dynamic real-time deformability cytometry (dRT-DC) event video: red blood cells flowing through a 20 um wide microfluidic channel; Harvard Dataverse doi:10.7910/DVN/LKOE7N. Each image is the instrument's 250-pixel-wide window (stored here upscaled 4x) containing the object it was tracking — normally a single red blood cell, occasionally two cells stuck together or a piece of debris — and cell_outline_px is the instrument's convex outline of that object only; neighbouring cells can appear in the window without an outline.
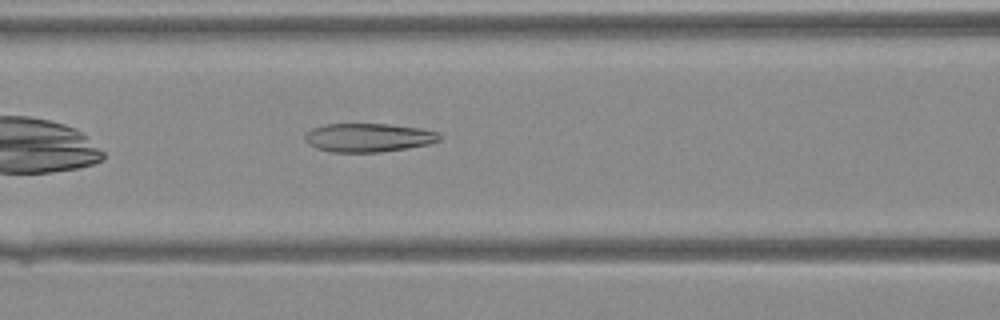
{"species": "Egyptian fruit bat (a non-hibernating species)", "species_latin": "Rousettus aegyptiacus", "temperature_condition": "warm", "stored_images_in_passage": 29, "camera_frame_rate_fps": 3000, "um_per_image_px": 0.085, "animal": {"sex": "female"}, "frame": {"image": 1, "passage_image": 6, "time_ms": 1.667, "image_size_px": [1000, 320], "cell_outline_px": [[440, 140], [428, 144], [408, 148], [380, 152], [332, 152], [316, 148], [308, 144], [304, 140], [304, 136], [312, 128], [324, 124], [388, 124], [420, 128], [436, 132], [440, 136]], "centroid_in_image_um": [31.28, 11.7], "position_along_channel_um": 135.3, "area_um2": 22.43}}
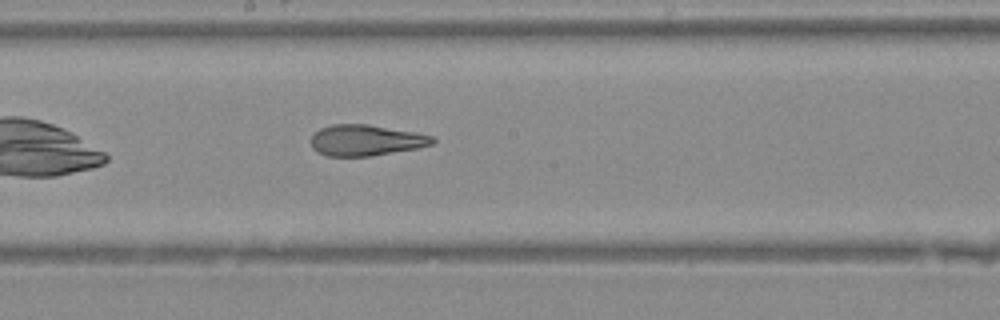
{"frame": {"image": 2, "passage_image": 11, "time_ms": 3.333, "image_size_px": [1000, 320], "cell_outline_px": [[436, 140], [432, 144], [420, 148], [368, 156], [328, 156], [312, 148], [312, 136], [320, 128], [332, 124], [368, 124], [416, 132], [432, 136]], "centroid_in_image_um": [31.13, 11.91], "position_along_channel_um": 217.1, "area_um2": 21.85}}
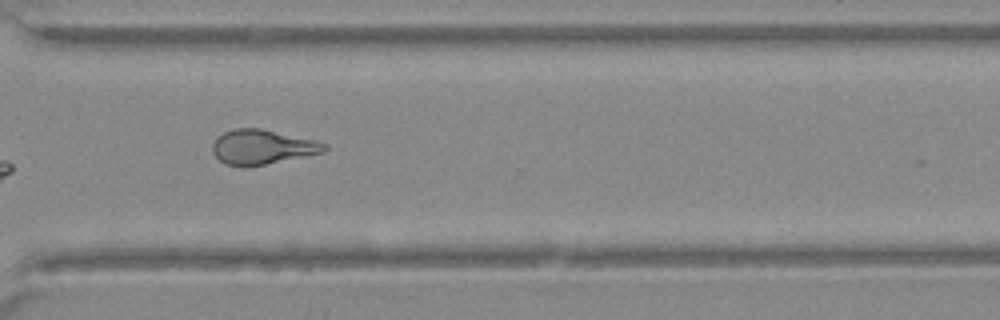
{"frame": {"image": 3, "passage_image": 19, "time_ms": 6.0, "image_size_px": [1000, 320], "cell_outline_px": [[328, 148], [324, 152], [244, 168], [224, 164], [212, 152], [212, 144], [224, 132], [232, 128], [260, 128], [316, 140], [328, 144]], "centroid_in_image_um": [22.29, 12.5], "position_along_channel_um": 348.3, "area_um2": 22.6}}